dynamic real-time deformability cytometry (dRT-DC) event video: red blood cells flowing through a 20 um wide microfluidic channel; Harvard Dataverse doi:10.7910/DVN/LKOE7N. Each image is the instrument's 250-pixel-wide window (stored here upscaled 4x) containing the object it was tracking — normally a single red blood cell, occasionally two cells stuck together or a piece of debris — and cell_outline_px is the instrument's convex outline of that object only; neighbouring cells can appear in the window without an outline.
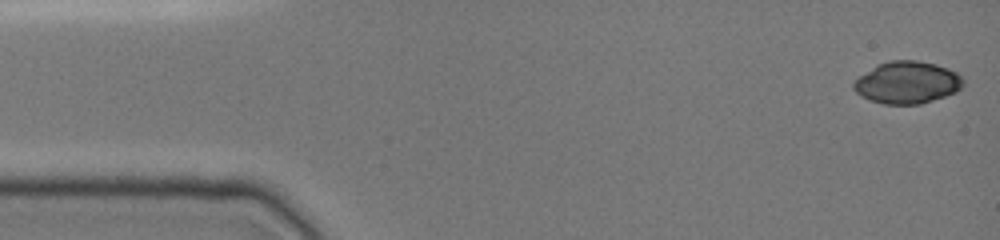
{"species": "common noctule bat (a hibernating species)", "species_latin": "Nyctalus noctula", "temperature_condition": "cold", "stored_images_in_passage": 47, "camera_frame_rate_fps": 3000, "um_per_image_px": 0.085, "animal": {"sex": "female", "body_mass_g": 19.0, "forearm_length_mm": 51.5}, "frame": {"image": 1, "passage_image": 1, "time_ms": 0.0, "image_size_px": [1000, 240], "cell_outline_px": [[964, 84], [956, 92], [920, 104], [884, 104], [860, 96], [852, 88], [852, 84], [860, 76], [876, 64], [888, 60], [916, 60], [936, 64], [948, 68], [956, 72], [964, 80]], "centroid_in_image_um": [77.1, 7.0], "position_along_channel_um": 7.9, "area_um2": 26.93}}
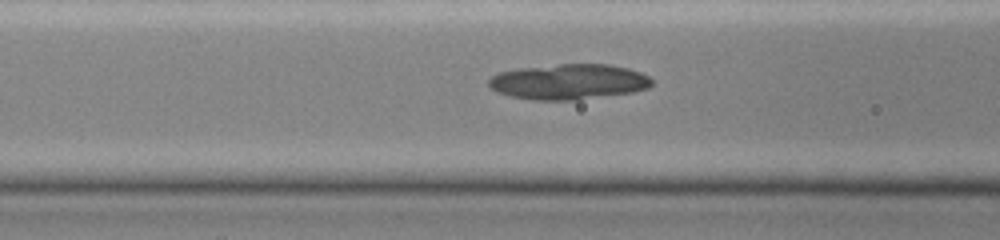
{"frame": {"image": 2, "passage_image": 18, "time_ms": 5.667, "image_size_px": [1000, 240], "cell_outline_px": [[652, 84], [648, 88], [632, 92], [576, 100], [536, 100], [508, 96], [496, 92], [488, 84], [488, 80], [492, 76], [500, 72], [516, 68], [560, 64], [608, 64], [628, 68], [640, 72], [648, 76], [652, 80]], "centroid_in_image_um": [48.32, 6.95], "position_along_channel_um": 118.3, "area_um2": 33.76}}
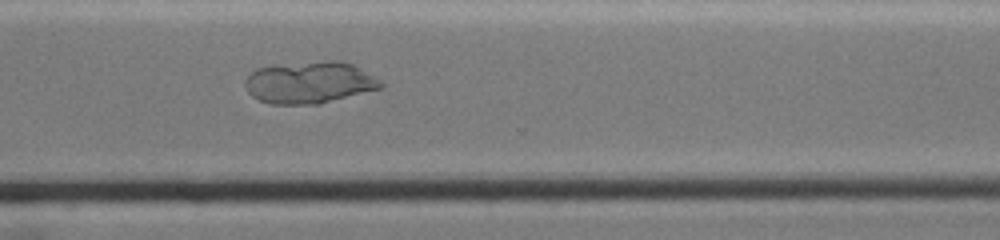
{"frame": {"image": 3, "passage_image": 35, "time_ms": 11.333, "image_size_px": [1000, 240], "cell_outline_px": [[384, 88], [320, 104], [272, 104], [256, 100], [248, 92], [244, 84], [244, 80], [256, 68], [324, 60], [340, 60], [352, 64], [380, 80], [384, 84]], "centroid_in_image_um": [26.33, 7.03], "position_along_channel_um": 344.3, "area_um2": 33.23}}